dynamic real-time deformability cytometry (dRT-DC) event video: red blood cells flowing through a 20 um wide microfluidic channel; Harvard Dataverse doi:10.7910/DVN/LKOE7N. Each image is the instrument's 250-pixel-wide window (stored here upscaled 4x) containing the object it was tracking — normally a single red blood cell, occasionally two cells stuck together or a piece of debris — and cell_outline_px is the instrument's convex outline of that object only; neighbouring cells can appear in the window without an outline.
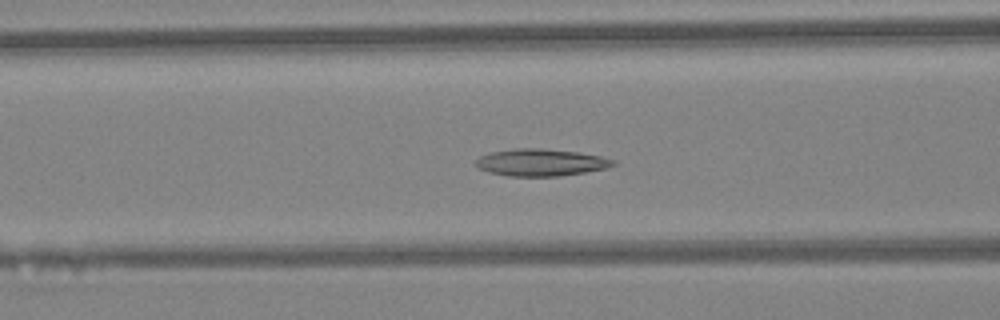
{"species": "Egyptian fruit bat (a non-hibernating species)", "species_latin": "Rousettus aegyptiacus", "temperature_condition": "warm", "stored_images_in_passage": 44, "camera_frame_rate_fps": 3000, "um_per_image_px": 0.085, "animal": {"sex": "female"}, "frame": {"image": 1, "passage_image": 18, "time_ms": 5.667, "image_size_px": [1000, 320], "cell_outline_px": [[616, 164], [608, 168], [560, 176], [508, 176], [488, 172], [480, 168], [476, 164], [476, 160], [480, 156], [492, 152], [516, 148], [544, 148], [580, 152], [600, 156], [616, 160]], "centroid_in_image_um": [46.01, 13.8], "position_along_channel_um": 120.6, "area_um2": 21.73}}
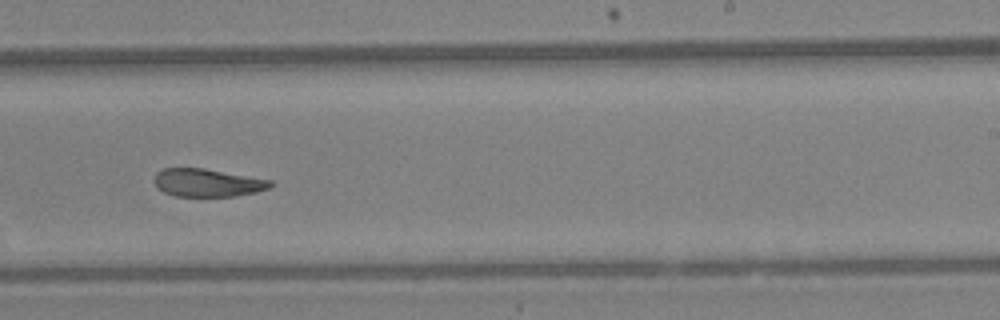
{"frame": {"image": 2, "passage_image": 28, "time_ms": 9.0, "image_size_px": [1000, 320], "cell_outline_px": [[276, 184], [268, 188], [256, 192], [236, 196], [176, 196], [164, 192], [156, 188], [152, 180], [156, 172], [164, 168], [204, 168], [272, 180]], "centroid_in_image_um": [17.61, 15.53], "position_along_channel_um": 271.4, "area_um2": 19.13}}
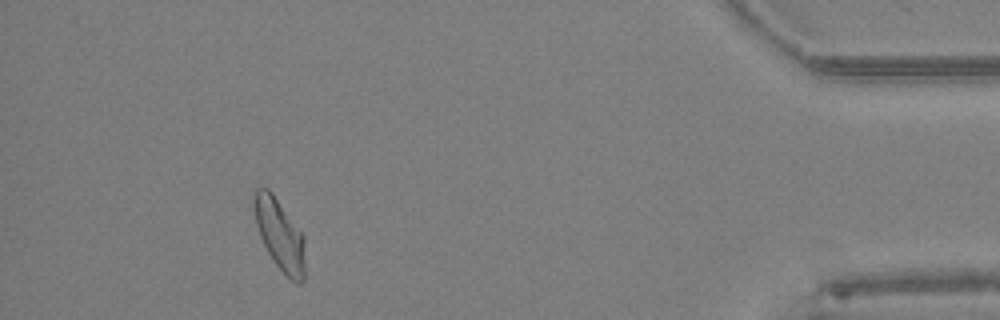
{"frame": {"image": 3, "passage_image": 41, "time_ms": 13.333, "image_size_px": [1000, 320], "cell_outline_px": [[304, 280], [300, 284], [296, 284], [276, 264], [268, 252], [260, 236], [256, 224], [252, 208], [252, 196], [256, 188], [268, 188], [272, 192], [304, 236]], "centroid_in_image_um": [23.75, 19.9], "position_along_channel_um": 411.5, "area_um2": 21.04}, "authors_computed_cell_mechanics": {"area_um2": 21.0681, "velocity_mm_per_s": 4.5555, "shape_relaxation_time_tau1_ms": null, "shape_relaxation_time_tau2_ms": 3.1186, "deformation_change_tau1": null, "deformation_change_tau2": 0.1121}}